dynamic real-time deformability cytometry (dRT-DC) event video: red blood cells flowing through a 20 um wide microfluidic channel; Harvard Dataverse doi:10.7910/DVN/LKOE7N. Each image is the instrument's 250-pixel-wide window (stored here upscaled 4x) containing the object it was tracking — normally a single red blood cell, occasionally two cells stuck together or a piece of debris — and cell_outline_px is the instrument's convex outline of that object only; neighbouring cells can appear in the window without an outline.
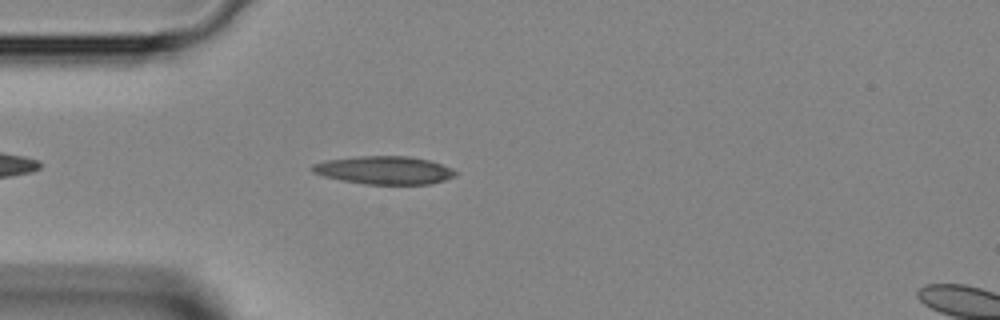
{"species": "Egyptian fruit bat (a non-hibernating species)", "species_latin": "Rousettus aegyptiacus", "temperature_condition": "room temperature", "stored_images_in_passage": 19, "camera_frame_rate_fps": 3000, "um_per_image_px": 0.085, "animal": {"sex": "female"}, "frame": {"image": 1, "passage_image": 4, "time_ms": 1.0, "image_size_px": [1000, 320], "cell_outline_px": [[460, 172], [456, 176], [444, 180], [428, 184], [368, 184], [340, 180], [324, 176], [312, 172], [308, 168], [312, 164], [324, 160], [360, 156], [408, 156], [428, 160], [452, 168]], "centroid_in_image_um": [32.64, 14.46], "position_along_channel_um": 52.4, "area_um2": 23.52}}
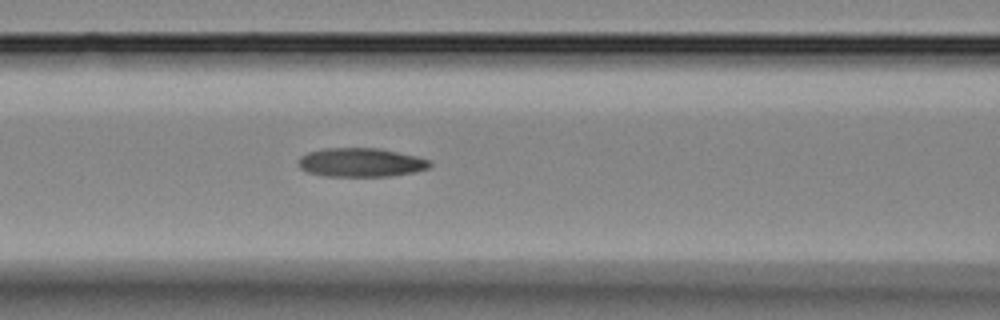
{"frame": {"image": 2, "passage_image": 10, "time_ms": 3.0, "image_size_px": [1000, 320], "cell_outline_px": [[432, 164], [428, 168], [412, 172], [388, 176], [324, 176], [308, 172], [300, 168], [296, 164], [296, 160], [300, 156], [308, 152], [324, 148], [380, 148], [416, 156], [432, 160]], "centroid_in_image_um": [30.63, 13.8], "position_along_channel_um": 136.0, "area_um2": 22.25}}
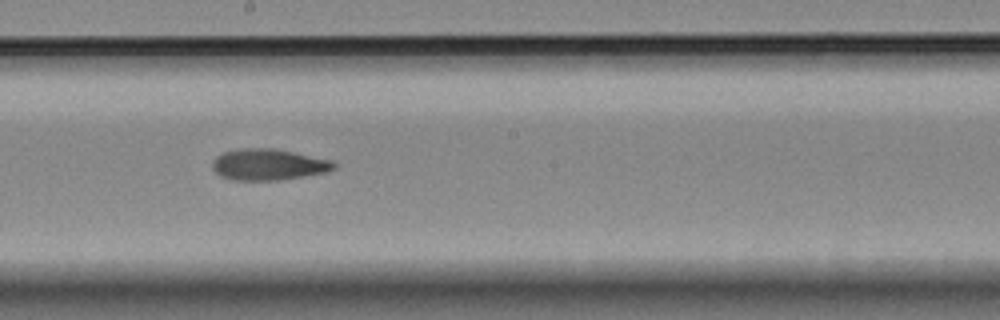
{"frame": {"image": 3, "passage_image": 16, "time_ms": 5.0, "image_size_px": [1000, 320], "cell_outline_px": [[336, 168], [324, 172], [304, 176], [280, 180], [232, 180], [220, 176], [212, 168], [212, 160], [216, 156], [224, 152], [244, 148], [276, 148], [332, 160], [336, 164]], "centroid_in_image_um": [22.8, 13.98], "position_along_channel_um": 225.4, "area_um2": 22.2}}